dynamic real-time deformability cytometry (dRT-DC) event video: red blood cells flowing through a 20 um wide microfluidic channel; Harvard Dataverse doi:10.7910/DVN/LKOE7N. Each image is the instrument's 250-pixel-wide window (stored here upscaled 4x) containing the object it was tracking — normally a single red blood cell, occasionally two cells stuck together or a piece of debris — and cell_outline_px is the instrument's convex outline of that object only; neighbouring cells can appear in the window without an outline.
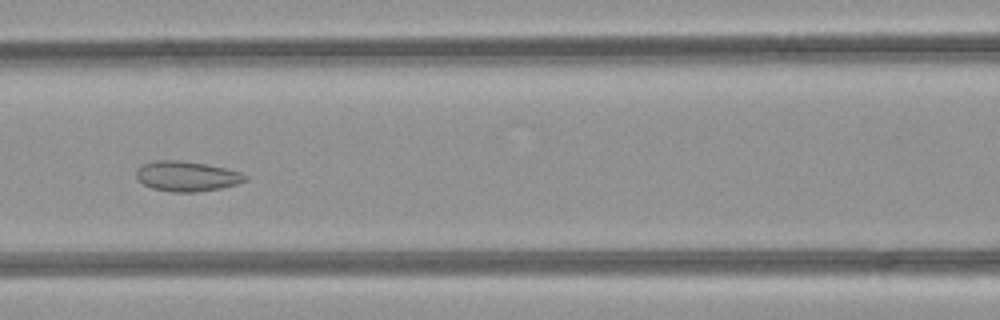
{"species": "common noctule bat (a hibernating species)", "species_latin": "Nyctalus noctula", "temperature_condition": "room temperature", "stored_images_in_passage": 37, "camera_frame_rate_fps": 3000, "um_per_image_px": 0.085, "animal": {"sex": "female", "body_mass_g": 21.9}, "frame": {"image": 1, "passage_image": 9, "time_ms": 2.667, "image_size_px": [1000, 320], "cell_outline_px": [[248, 180], [236, 184], [220, 188], [196, 192], [172, 192], [152, 188], [144, 184], [136, 176], [136, 168], [144, 164], [156, 160], [176, 160], [208, 164], [240, 172], [248, 176]], "centroid_in_image_um": [15.88, 14.98], "position_along_channel_um": 150.7, "area_um2": 19.02}}
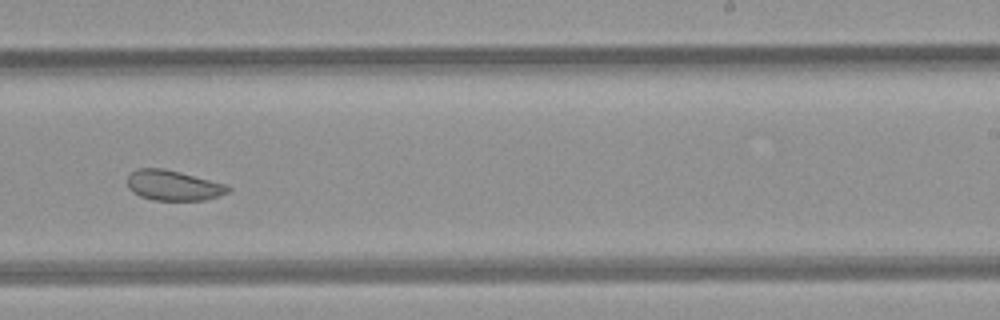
{"frame": {"image": 2, "passage_image": 18, "time_ms": 5.667, "image_size_px": [1000, 320], "cell_outline_px": [[232, 188], [228, 192], [204, 200], [152, 200], [140, 196], [132, 192], [128, 188], [128, 176], [136, 168], [164, 168], [228, 184]], "centroid_in_image_um": [14.73, 15.75], "position_along_channel_um": 274.3, "area_um2": 17.8}}
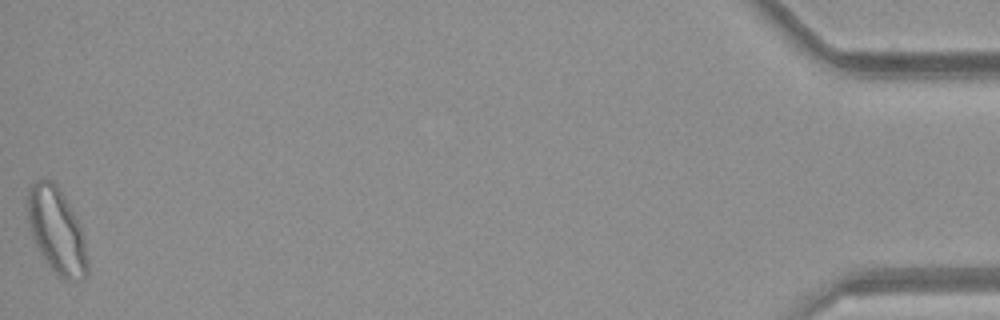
{"frame": {"image": 3, "passage_image": 37, "time_ms": 12.0, "image_size_px": [1000, 320], "cell_outline_px": [[88, 276], [84, 280], [68, 280], [60, 276], [48, 264], [40, 252], [32, 236], [28, 220], [24, 200], [28, 188], [36, 180], [52, 180], [60, 188], [80, 224], [84, 236], [88, 260]], "centroid_in_image_um": [4.81, 19.58], "position_along_channel_um": 430.4, "area_um2": 30.29}, "authors_computed_cell_mechanics": {"area_um2": 19.7098, "velocity_mm_per_s": 4.1341, "shape_relaxation_time_tau1_ms": null, "shape_relaxation_time_tau2_ms": 1.7121, "deformation_change_tau1": null, "deformation_change_tau2": 0.0625}}